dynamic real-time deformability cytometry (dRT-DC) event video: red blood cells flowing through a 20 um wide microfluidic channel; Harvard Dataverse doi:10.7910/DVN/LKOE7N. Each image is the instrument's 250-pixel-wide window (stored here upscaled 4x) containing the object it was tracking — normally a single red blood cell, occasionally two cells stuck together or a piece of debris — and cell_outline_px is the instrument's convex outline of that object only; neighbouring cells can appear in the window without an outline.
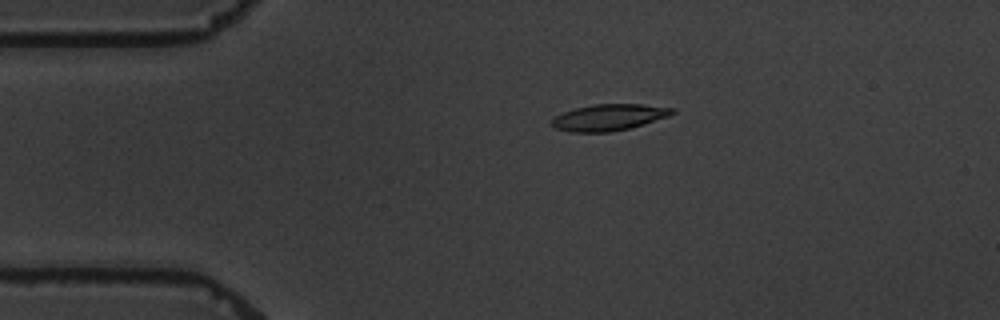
{"species": "common noctule bat (a hibernating species)", "species_latin": "Nyctalus noctula", "temperature_condition": "warm", "stored_images_in_passage": 11, "camera_frame_rate_fps": 3000, "um_per_image_px": 0.085, "animal": {"sex": "male", "body_mass_g": 19.5, "forearm_length_mm": 54.6}, "frame": {"image": 1, "passage_image": 4, "time_ms": 3.333, "image_size_px": [1000, 320], "cell_outline_px": [[676, 112], [668, 116], [628, 128], [608, 132], [572, 132], [552, 128], [552, 120], [556, 116], [564, 112], [576, 108], [592, 104], [640, 104], [676, 108]], "centroid_in_image_um": [51.74, 9.97], "position_along_channel_um": 33.3, "area_um2": 18.32}}
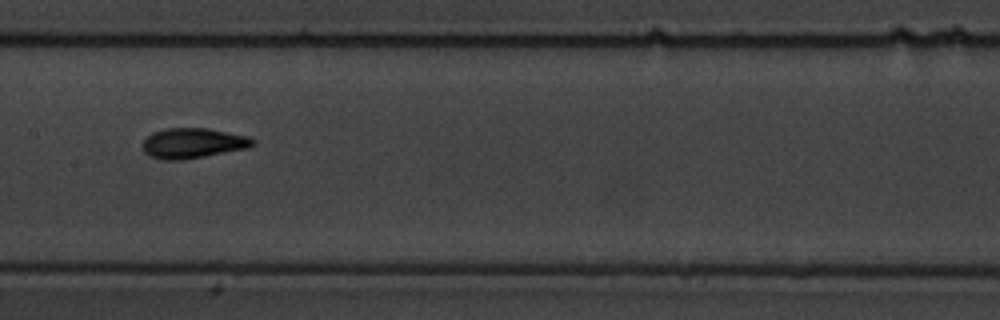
{"frame": {"image": 2, "passage_image": 8, "time_ms": 9.0, "image_size_px": [1000, 320], "cell_outline_px": [[256, 144], [248, 148], [184, 160], [160, 160], [148, 156], [144, 152], [144, 140], [152, 132], [164, 128], [208, 128], [248, 136], [256, 140]], "centroid_in_image_um": [16.41, 12.17], "position_along_channel_um": 191.0, "area_um2": 19.59}}
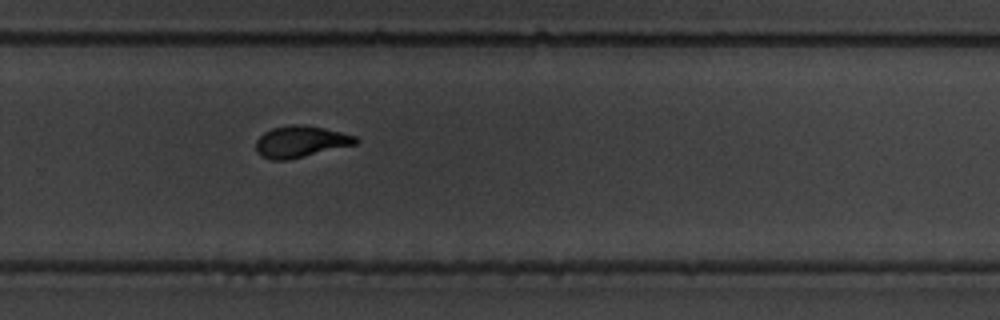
{"frame": {"image": 3, "passage_image": 11, "time_ms": 12.333, "image_size_px": [1000, 320], "cell_outline_px": [[360, 140], [356, 144], [288, 160], [272, 160], [260, 156], [256, 152], [256, 140], [264, 132], [272, 128], [292, 124], [304, 124], [324, 128], [356, 136]], "centroid_in_image_um": [25.53, 12.04], "position_along_channel_um": 304.3, "area_um2": 18.38}}